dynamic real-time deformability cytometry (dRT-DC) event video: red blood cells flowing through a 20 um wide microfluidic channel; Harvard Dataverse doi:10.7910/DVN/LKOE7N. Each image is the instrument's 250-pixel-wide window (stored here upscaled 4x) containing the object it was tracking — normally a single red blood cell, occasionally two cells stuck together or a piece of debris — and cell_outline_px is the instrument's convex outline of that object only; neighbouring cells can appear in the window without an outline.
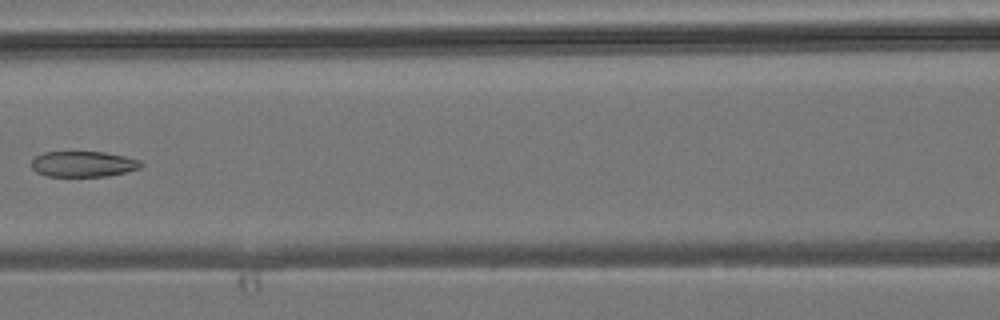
{"species": "common noctule bat (a hibernating species)", "species_latin": "Nyctalus noctula", "temperature_condition": "room temperature", "stored_images_in_passage": 6, "camera_frame_rate_fps": 3000, "um_per_image_px": 0.085, "animal": {"sex": "male", "body_mass_g": 19.2, "forearm_length_mm": 51.8}, "frame": {"image": 1, "passage_image": 6, "time_ms": 7.0, "image_size_px": [1000, 320], "cell_outline_px": [[144, 164], [140, 168], [108, 176], [44, 176], [36, 172], [32, 168], [32, 160], [36, 156], [44, 152], [104, 152], [124, 156], [140, 160]], "centroid_in_image_um": [7.07, 13.94], "position_along_channel_um": 159.5, "area_um2": 16.36}}